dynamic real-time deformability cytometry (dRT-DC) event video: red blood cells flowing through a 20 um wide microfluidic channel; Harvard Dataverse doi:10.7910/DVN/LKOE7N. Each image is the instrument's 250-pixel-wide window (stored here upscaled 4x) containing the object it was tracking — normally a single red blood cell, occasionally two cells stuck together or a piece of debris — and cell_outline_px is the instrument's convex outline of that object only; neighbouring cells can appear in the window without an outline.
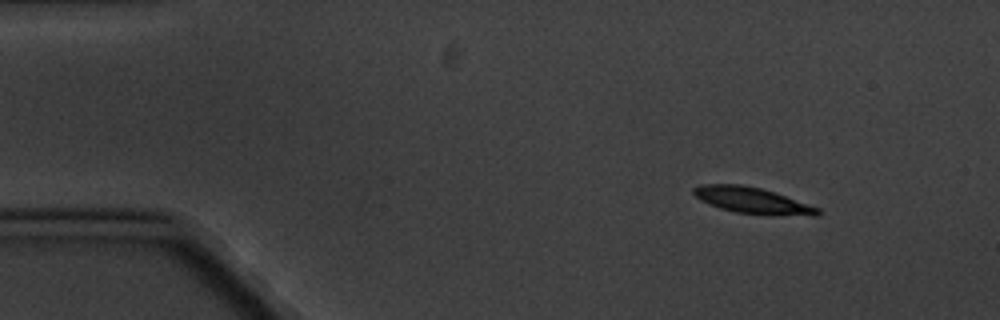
{"species": "common noctule bat (a hibernating species)", "species_latin": "Nyctalus noctula", "temperature_condition": "cold", "stored_images_in_passage": 4, "camera_frame_rate_fps": 3000, "um_per_image_px": 0.085, "animal": {"sex": "male", "body_mass_g": 20.1, "forearm_length_mm": 53.5}, "frame": {"image": 1, "passage_image": 1, "time_ms": 0.0, "image_size_px": [1000, 320], "cell_outline_px": [[820, 216], [768, 216], [736, 212], [720, 208], [700, 200], [692, 192], [692, 188], [700, 184], [740, 184], [760, 188], [820, 208]], "centroid_in_image_um": [63.97, 17.06], "position_along_channel_um": 21.0, "area_um2": 19.07}}
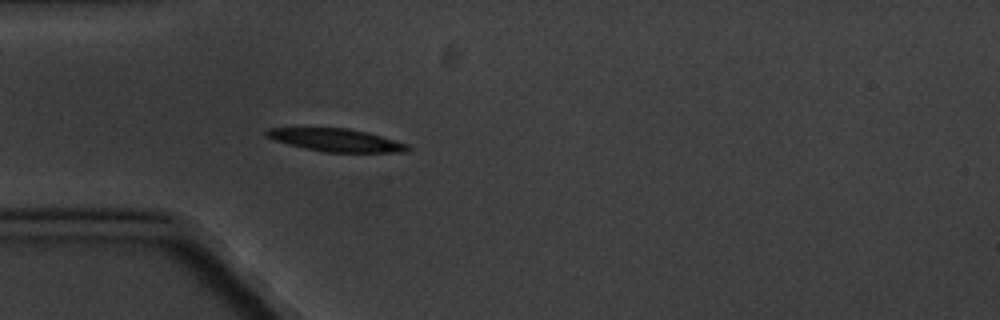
{"frame": {"image": 2, "passage_image": 4, "time_ms": 3.333, "image_size_px": [1000, 320], "cell_outline_px": [[412, 148], [408, 152], [324, 152], [304, 148], [288, 144], [264, 136], [264, 132], [268, 128], [348, 128], [368, 132], [408, 144]], "centroid_in_image_um": [28.59, 11.91], "position_along_channel_um": 56.4, "area_um2": 18.79}}